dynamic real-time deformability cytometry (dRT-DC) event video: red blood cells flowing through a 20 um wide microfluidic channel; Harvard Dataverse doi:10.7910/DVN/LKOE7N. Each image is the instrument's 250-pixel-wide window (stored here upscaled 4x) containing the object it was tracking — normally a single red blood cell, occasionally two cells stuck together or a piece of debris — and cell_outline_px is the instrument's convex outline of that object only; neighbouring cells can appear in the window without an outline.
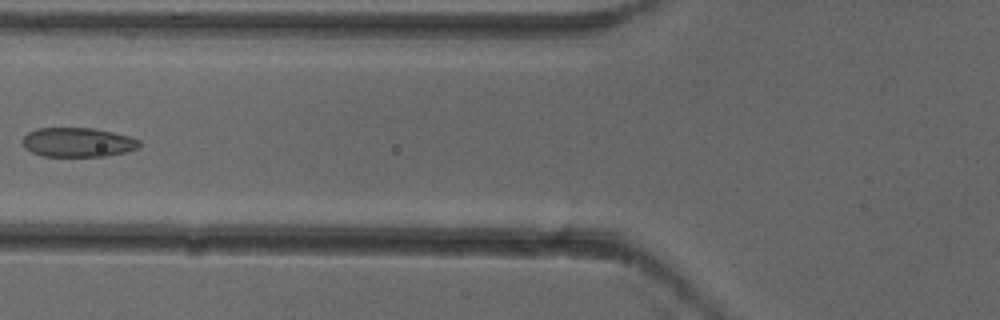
{"species": "common noctule bat (a hibernating species)", "species_latin": "Nyctalus noctula", "temperature_condition": "cold", "stored_images_in_passage": 6, "camera_frame_rate_fps": 3000, "um_per_image_px": 0.085, "animal": {"sex": "female"}, "frame": {"image": 1, "passage_image": 5, "time_ms": 1.333, "image_size_px": [1000, 320], "cell_outline_px": [[140, 148], [124, 152], [104, 156], [40, 156], [24, 148], [24, 136], [28, 132], [36, 128], [92, 128], [112, 132], [128, 136], [140, 140]], "centroid_in_image_um": [6.61, 12.1], "position_along_channel_um": 119.2, "area_um2": 19.88}}
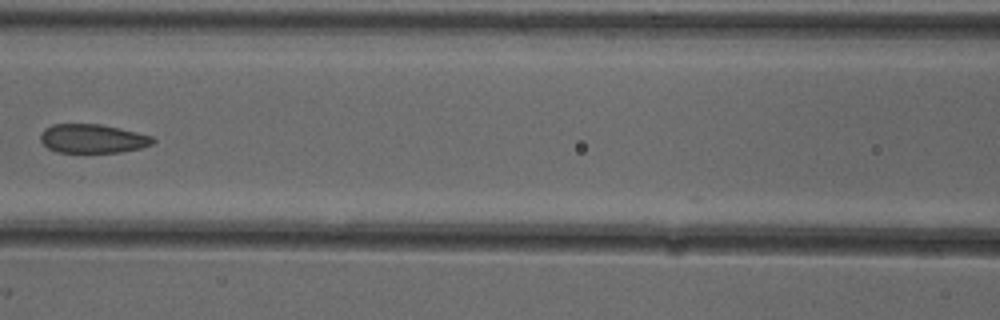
{"frame": {"image": 2, "passage_image": 6, "time_ms": 1.667, "image_size_px": [1000, 320], "cell_outline_px": [[156, 140], [152, 144], [140, 148], [120, 152], [56, 152], [48, 148], [40, 140], [40, 132], [44, 128], [52, 124], [100, 124], [120, 128], [152, 136]], "centroid_in_image_um": [7.85, 11.77], "position_along_channel_um": 158.8, "area_um2": 18.96}}